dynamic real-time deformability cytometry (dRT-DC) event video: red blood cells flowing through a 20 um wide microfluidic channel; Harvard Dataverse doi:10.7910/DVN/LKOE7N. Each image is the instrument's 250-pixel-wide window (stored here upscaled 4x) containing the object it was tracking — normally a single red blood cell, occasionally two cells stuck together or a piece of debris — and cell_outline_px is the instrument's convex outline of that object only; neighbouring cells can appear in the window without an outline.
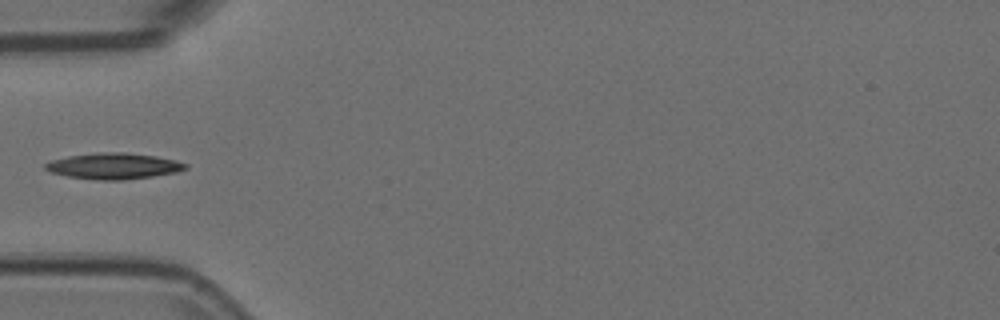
{"species": "Egyptian fruit bat (a non-hibernating species)", "species_latin": "Rousettus aegyptiacus", "temperature_condition": "room temperature", "stored_images_in_passage": 7, "camera_frame_rate_fps": 3000, "um_per_image_px": 0.085, "animal": {"sex": "female"}, "frame": {"image": 1, "passage_image": 6, "time_ms": 1.667, "image_size_px": [1000, 320], "cell_outline_px": [[188, 168], [176, 172], [152, 176], [124, 180], [100, 180], [68, 176], [52, 172], [44, 168], [44, 164], [52, 160], [68, 156], [96, 152], [124, 152], [156, 156], [176, 160], [188, 164]], "centroid_in_image_um": [9.68, 14.1], "position_along_channel_um": 75.3, "area_um2": 21.21}}
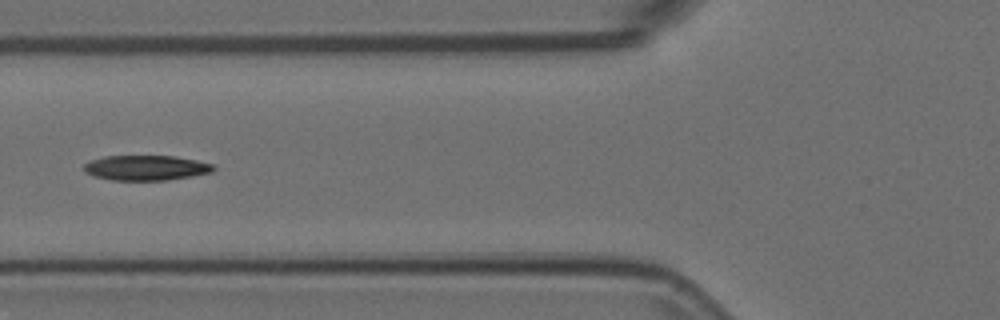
{"frame": {"image": 2, "passage_image": 7, "time_ms": 2.0, "image_size_px": [1000, 320], "cell_outline_px": [[216, 168], [212, 172], [192, 176], [164, 180], [112, 180], [92, 176], [84, 172], [84, 164], [92, 160], [104, 156], [172, 156], [196, 160], [212, 164]], "centroid_in_image_um": [12.39, 14.26], "position_along_channel_um": 113.4, "area_um2": 18.84}}